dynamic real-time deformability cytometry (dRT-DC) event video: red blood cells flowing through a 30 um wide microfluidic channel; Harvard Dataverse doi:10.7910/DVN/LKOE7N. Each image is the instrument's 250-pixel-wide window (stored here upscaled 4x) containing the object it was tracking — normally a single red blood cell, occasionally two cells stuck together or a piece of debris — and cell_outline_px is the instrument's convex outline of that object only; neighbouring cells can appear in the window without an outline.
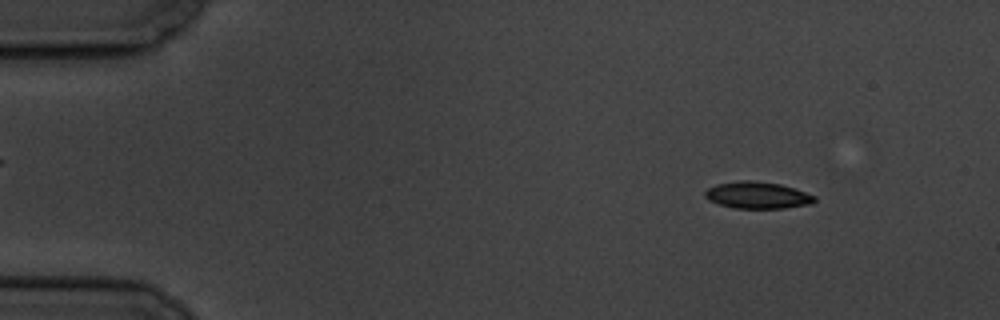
{"species": "common noctule bat (a hibernating species)", "species_latin": "Nyctalus noctula", "temperature_condition": "cold", "stored_images_in_passage": 5, "camera_frame_rate_fps": 3000, "um_per_image_px": 0.085, "animal": {"sex": "male", "body_mass_g": 19.5, "forearm_length_mm": 54.6}, "frame": {"image": 1, "passage_image": 2, "time_ms": 1.0, "image_size_px": [1000, 320], "cell_outline_px": [[816, 200], [812, 204], [784, 208], [736, 208], [720, 204], [708, 200], [704, 196], [704, 192], [708, 188], [716, 184], [740, 180], [756, 180], [780, 184], [816, 196]], "centroid_in_image_um": [64.37, 16.58], "position_along_channel_um": 20.6, "area_um2": 17.11}}
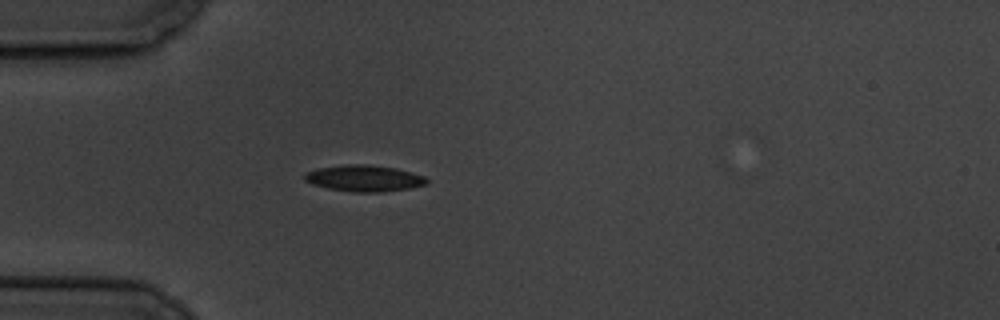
{"frame": {"image": 2, "passage_image": 5, "time_ms": 4.333, "image_size_px": [1000, 320], "cell_outline_px": [[428, 184], [408, 188], [380, 192], [352, 192], [328, 188], [312, 184], [304, 180], [304, 172], [316, 168], [344, 164], [368, 164], [396, 168], [412, 172], [424, 176], [428, 180]], "centroid_in_image_um": [30.92, 15.14], "position_along_channel_um": 54.1, "area_um2": 18.9}}